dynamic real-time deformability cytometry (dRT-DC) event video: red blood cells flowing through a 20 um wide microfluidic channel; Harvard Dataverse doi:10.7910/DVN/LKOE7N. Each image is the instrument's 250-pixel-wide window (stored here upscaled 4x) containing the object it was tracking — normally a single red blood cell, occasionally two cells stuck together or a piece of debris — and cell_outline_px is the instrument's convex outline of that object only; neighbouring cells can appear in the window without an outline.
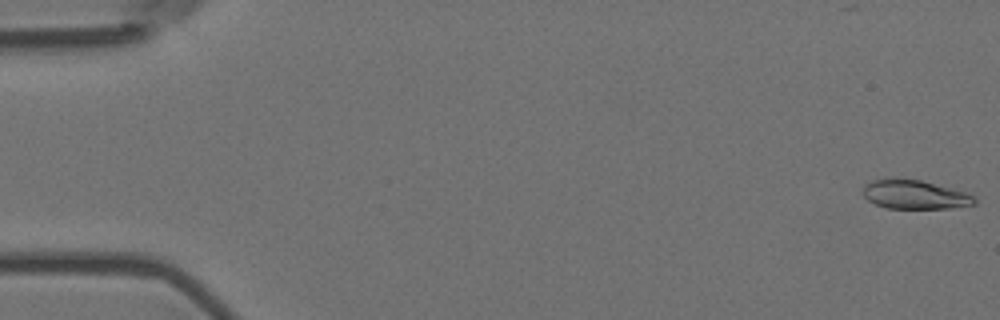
{"species": "Egyptian fruit bat (a non-hibernating species)", "species_latin": "Rousettus aegyptiacus", "temperature_condition": "room temperature", "stored_images_in_passage": 55, "camera_frame_rate_fps": 3000, "um_per_image_px": 0.085, "animal": {"sex": "female"}, "frame": {"image": 1, "passage_image": 1, "time_ms": 0.0, "image_size_px": [1000, 320], "cell_outline_px": [[976, 204], [948, 208], [888, 208], [876, 204], [868, 200], [864, 196], [864, 184], [872, 180], [920, 180], [964, 192], [972, 196], [976, 200]], "centroid_in_image_um": [77.75, 16.56], "position_along_channel_um": 7.3, "area_um2": 18.09}}
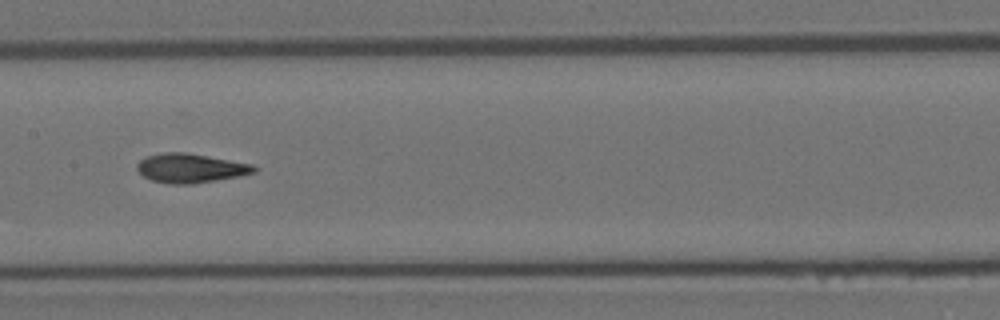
{"frame": {"image": 2, "passage_image": 28, "time_ms": 9.0, "image_size_px": [1000, 320], "cell_outline_px": [[260, 168], [256, 172], [240, 176], [192, 184], [168, 184], [152, 180], [144, 176], [136, 168], [136, 164], [144, 156], [164, 152], [184, 152], [252, 164]], "centroid_in_image_um": [16.19, 14.29], "position_along_channel_um": 191.2, "area_um2": 19.94}}
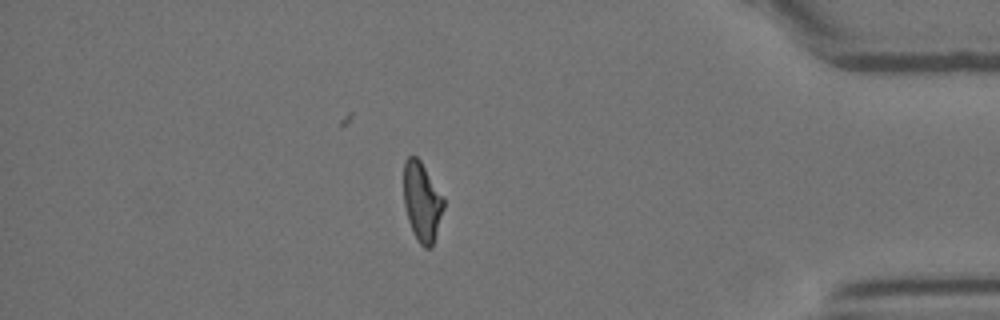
{"frame": {"image": 3, "passage_image": 48, "time_ms": 15.667, "image_size_px": [1000, 320], "cell_outline_px": [[444, 208], [432, 248], [424, 248], [416, 240], [412, 232], [408, 220], [404, 204], [404, 160], [408, 156], [416, 156], [420, 160], [444, 196]], "centroid_in_image_um": [35.87, 17.16], "position_along_channel_um": 399.3, "area_um2": 18.67}, "authors_computed_cell_mechanics": {"area_um2": 19.3052, "velocity_mm_per_s": 3.6658, "shape_relaxation_time_tau1_ms": null, "shape_relaxation_time_tau2_ms": 2.2737, "deformation_change_tau1": null, "deformation_change_tau2": 0.1003}}